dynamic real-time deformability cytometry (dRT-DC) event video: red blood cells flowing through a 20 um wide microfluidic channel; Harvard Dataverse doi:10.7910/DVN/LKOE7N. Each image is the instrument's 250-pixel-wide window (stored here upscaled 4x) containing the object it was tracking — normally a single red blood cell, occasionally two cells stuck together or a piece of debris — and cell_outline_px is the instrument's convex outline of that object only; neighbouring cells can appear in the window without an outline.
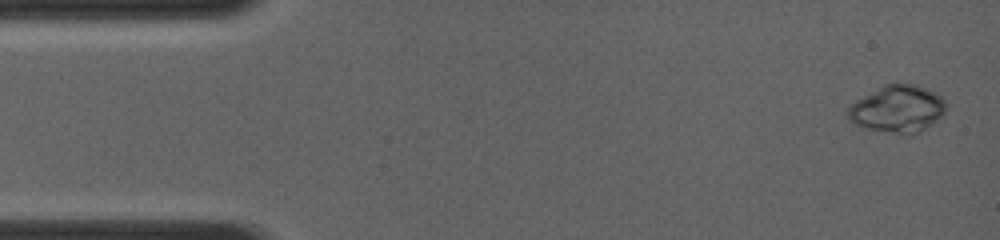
{"species": "common noctule bat (a hibernating species)", "species_latin": "Nyctalus noctula", "temperature_condition": "room temperature", "stored_images_in_passage": 11, "camera_frame_rate_fps": 4000, "um_per_image_px": 0.085, "animal": {"sex": "female", "body_mass_g": 19.0, "forearm_length_mm": 56.7}, "frame": {"image": 1, "passage_image": 1, "time_ms": 0.0, "image_size_px": [1000, 240], "cell_outline_px": [[948, 104], [944, 112], [932, 124], [916, 132], [892, 132], [864, 128], [856, 124], [844, 112], [856, 100], [884, 84], [896, 80], [916, 84], [944, 96]], "centroid_in_image_um": [76.31, 9.18], "position_along_channel_um": 8.7, "area_um2": 26.99}}
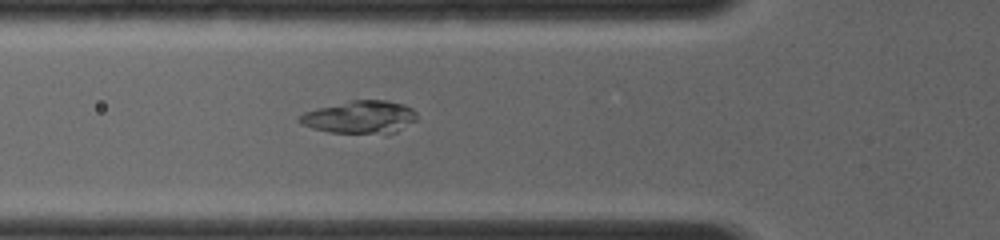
{"frame": {"image": 2, "passage_image": 9, "time_ms": 4.5, "image_size_px": [1000, 240], "cell_outline_px": [[416, 120], [396, 132], [332, 132], [312, 128], [300, 124], [296, 120], [296, 116], [304, 112], [316, 108], [352, 100], [384, 100], [404, 104], [412, 108], [416, 112]], "centroid_in_image_um": [30.55, 9.93], "position_along_channel_um": 95.2, "area_um2": 22.14}}
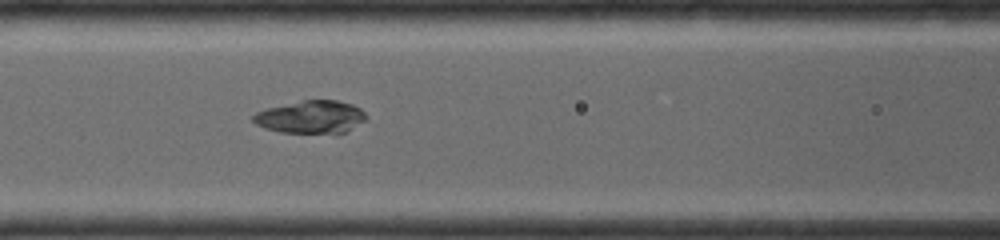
{"frame": {"image": 3, "passage_image": 11, "time_ms": 5.5, "image_size_px": [1000, 240], "cell_outline_px": [[368, 116], [364, 120], [344, 132], [284, 132], [268, 128], [256, 124], [252, 120], [252, 116], [256, 112], [268, 108], [304, 100], [336, 100], [352, 104], [360, 108]], "centroid_in_image_um": [26.43, 9.92], "position_along_channel_um": 140.2, "area_um2": 20.92}}